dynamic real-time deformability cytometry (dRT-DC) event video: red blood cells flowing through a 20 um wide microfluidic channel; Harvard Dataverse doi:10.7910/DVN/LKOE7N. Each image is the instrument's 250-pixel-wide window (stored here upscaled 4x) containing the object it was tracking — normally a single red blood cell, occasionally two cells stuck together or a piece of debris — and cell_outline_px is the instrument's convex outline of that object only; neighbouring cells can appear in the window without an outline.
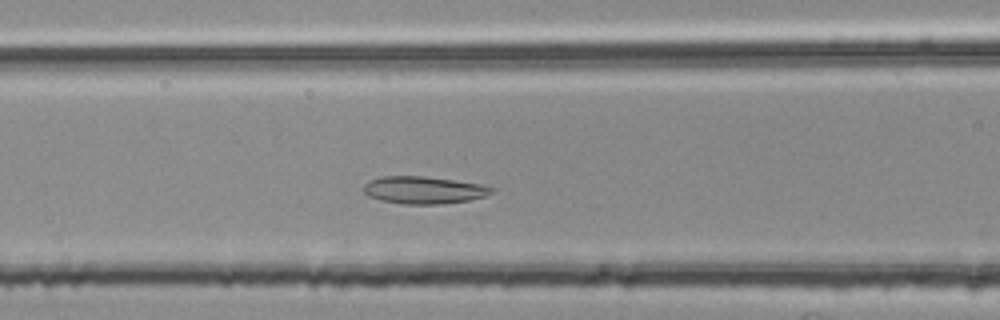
{"species": "common noctule bat (a hibernating species)", "species_latin": "Nyctalus noctula", "temperature_condition": "room temperature", "stored_images_in_passage": 45, "segment_of_instrument_passage": [2, 2], "camera_frame_rate_fps": 3000, "um_per_image_px": 0.085, "animal": {"sex": "female", "body_mass_g": 25.1}, "frame": {"image": 1, "passage_image": 17, "time_ms": 5.333, "image_size_px": [1000, 320], "cell_outline_px": [[496, 188], [492, 192], [484, 196], [468, 200], [440, 204], [404, 204], [380, 200], [368, 196], [364, 192], [364, 184], [380, 176], [424, 176], [480, 184]], "centroid_in_image_um": [36.0, 16.15], "position_along_channel_um": 130.6, "area_um2": 20.23}}
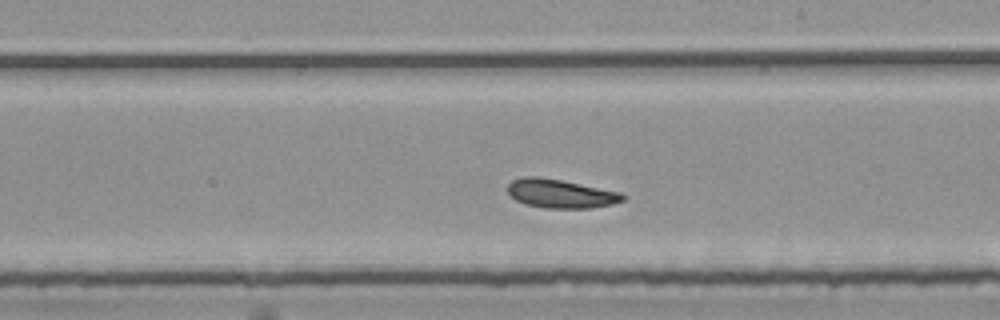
{"frame": {"image": 2, "passage_image": 26, "time_ms": 8.333, "image_size_px": [1000, 320], "cell_outline_px": [[624, 200], [612, 204], [592, 208], [544, 208], [524, 204], [516, 200], [508, 192], [508, 184], [512, 180], [524, 176], [536, 176], [560, 180], [620, 192], [624, 196]], "centroid_in_image_um": [47.62, 16.46], "position_along_channel_um": 241.4, "area_um2": 19.13}}
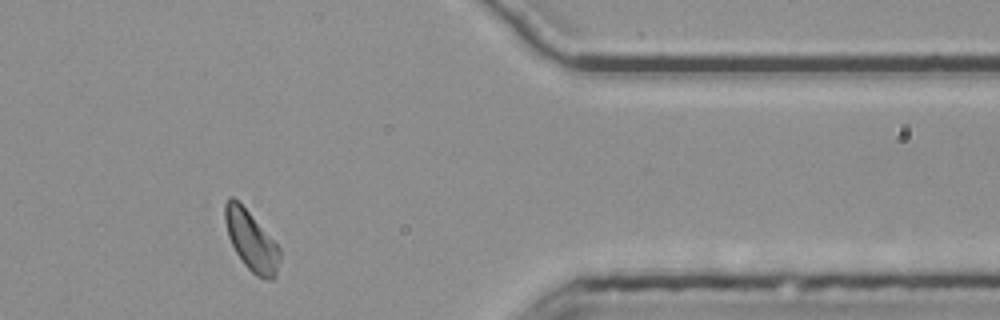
{"frame": {"image": 3, "passage_image": 40, "time_ms": 13.0, "image_size_px": [1000, 320], "cell_outline_px": [[280, 260], [276, 276], [272, 280], [264, 280], [256, 276], [244, 264], [236, 252], [228, 236], [224, 220], [224, 204], [228, 196], [232, 196], [248, 212], [280, 248]], "centroid_in_image_um": [21.35, 20.5], "position_along_channel_um": 390.1, "area_um2": 18.84}}